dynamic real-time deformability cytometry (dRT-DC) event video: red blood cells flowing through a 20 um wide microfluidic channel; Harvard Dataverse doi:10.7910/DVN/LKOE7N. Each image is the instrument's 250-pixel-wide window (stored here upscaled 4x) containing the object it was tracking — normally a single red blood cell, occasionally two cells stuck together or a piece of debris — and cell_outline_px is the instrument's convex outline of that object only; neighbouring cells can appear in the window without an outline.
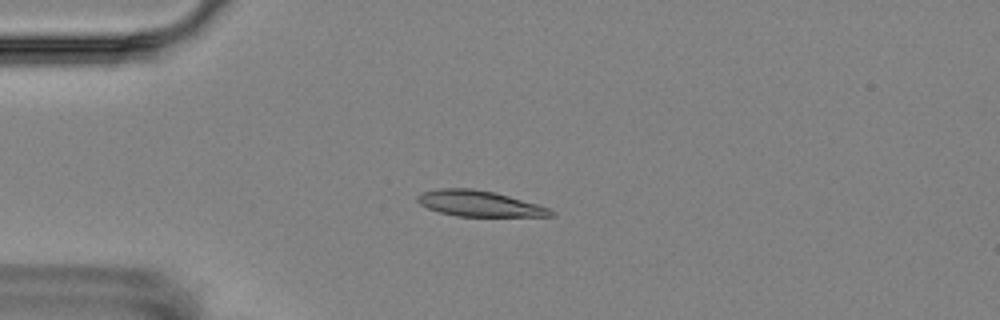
{"species": "Egyptian fruit bat (a non-hibernating species)", "species_latin": "Rousettus aegyptiacus", "temperature_condition": "room temperature", "stored_images_in_passage": 7, "camera_frame_rate_fps": 3000, "um_per_image_px": 0.085, "animal": {"sex": "female"}, "frame": {"image": 1, "passage_image": 5, "time_ms": 4.333, "image_size_px": [1000, 320], "cell_outline_px": [[556, 216], [456, 216], [440, 212], [428, 208], [420, 204], [416, 200], [416, 196], [420, 192], [440, 188], [472, 188], [496, 192], [536, 204], [548, 208], [556, 212]], "centroid_in_image_um": [40.71, 17.29], "position_along_channel_um": 44.3, "area_um2": 20.06}}
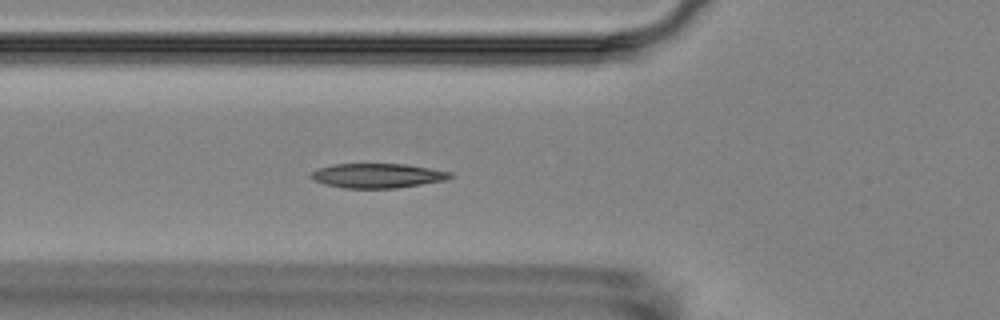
{"frame": {"image": 2, "passage_image": 7, "time_ms": 6.333, "image_size_px": [1000, 320], "cell_outline_px": [[452, 176], [448, 180], [396, 188], [344, 188], [324, 184], [312, 180], [308, 176], [312, 172], [320, 168], [332, 164], [404, 164], [452, 172]], "centroid_in_image_um": [32.07, 14.93], "position_along_channel_um": 93.7, "area_um2": 19.88}}